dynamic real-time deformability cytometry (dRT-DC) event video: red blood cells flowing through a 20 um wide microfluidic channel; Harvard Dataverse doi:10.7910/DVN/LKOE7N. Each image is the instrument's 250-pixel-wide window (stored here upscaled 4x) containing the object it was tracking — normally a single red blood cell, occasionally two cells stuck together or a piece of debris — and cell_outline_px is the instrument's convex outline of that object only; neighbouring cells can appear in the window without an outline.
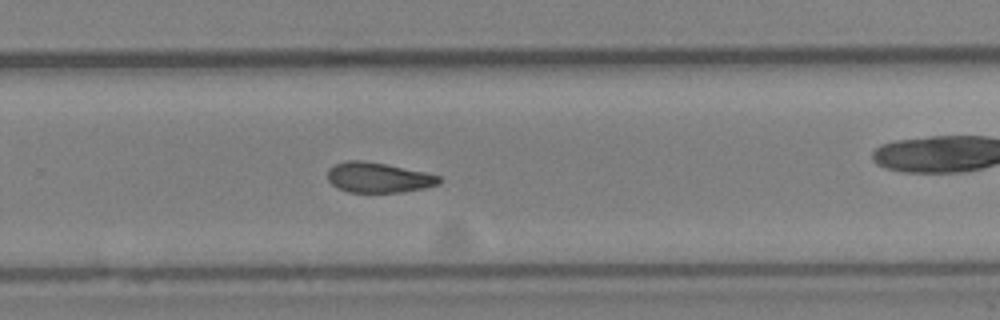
{"species": "Egyptian fruit bat (a non-hibernating species)", "species_latin": "Rousettus aegyptiacus", "temperature_condition": "cold", "stored_images_in_passage": 40, "camera_frame_rate_fps": 3000, "um_per_image_px": 0.085, "animal": {"sex": "female"}, "frame": {"image": 1, "passage_image": 23, "time_ms": 7.333, "image_size_px": [1000, 320], "cell_outline_px": [[440, 184], [424, 188], [400, 192], [348, 192], [336, 188], [328, 180], [328, 168], [336, 164], [348, 160], [364, 160], [424, 172], [440, 176]], "centroid_in_image_um": [32.13, 15.09], "position_along_channel_um": 297.7, "area_um2": 19.48}, "authors_computed_cell_mechanics": {"area_um2": 20.1144, "velocity_mm_per_s": 4.2619, "shape_relaxation_time_tau1_ms": null, "shape_relaxation_time_tau2_ms": 6.7279, "deformation_change_tau1": null, "deformation_change_tau2": 0.1455}}